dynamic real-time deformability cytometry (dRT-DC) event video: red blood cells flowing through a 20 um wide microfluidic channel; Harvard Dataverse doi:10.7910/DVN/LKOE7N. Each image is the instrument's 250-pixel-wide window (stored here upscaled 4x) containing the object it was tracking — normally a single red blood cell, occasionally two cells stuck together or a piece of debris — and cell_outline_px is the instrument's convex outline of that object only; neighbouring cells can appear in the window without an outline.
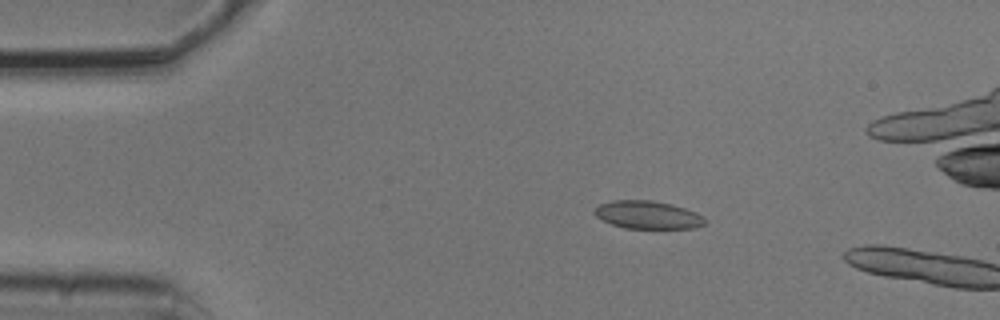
{"species": "common noctule bat (a hibernating species)", "species_latin": "Nyctalus noctula", "temperature_condition": "cold", "stored_images_in_passage": 4, "camera_frame_rate_fps": 3000, "um_per_image_px": 0.085, "animal": {"sex": "male", "body_mass_g": 20.5, "forearm_length_mm": 52.5}, "frame": {"image": 1, "passage_image": 3, "time_ms": 0.667, "image_size_px": [1000, 320], "cell_outline_px": [[708, 220], [704, 224], [696, 228], [624, 228], [600, 220], [592, 212], [600, 204], [612, 200], [648, 200], [672, 204], [696, 212], [704, 216]], "centroid_in_image_um": [55.06, 18.27], "position_along_channel_um": 29.9, "area_um2": 18.09}}